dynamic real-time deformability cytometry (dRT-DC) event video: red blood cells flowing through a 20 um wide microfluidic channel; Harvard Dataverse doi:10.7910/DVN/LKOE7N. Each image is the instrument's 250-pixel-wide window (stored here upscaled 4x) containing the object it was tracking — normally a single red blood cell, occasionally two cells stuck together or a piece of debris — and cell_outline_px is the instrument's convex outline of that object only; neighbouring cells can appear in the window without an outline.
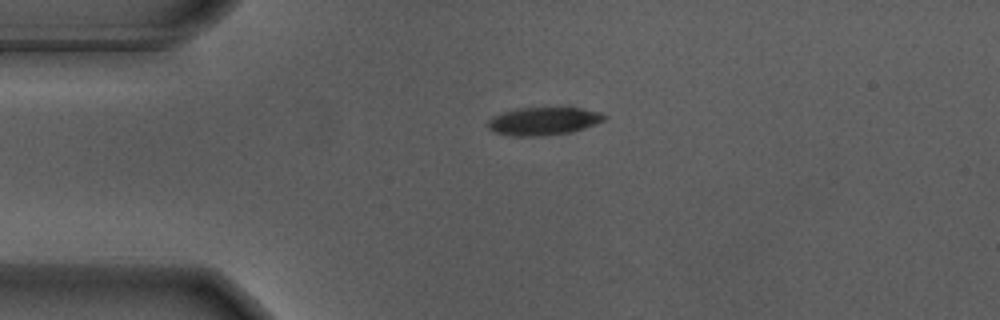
{"species": "Egyptian fruit bat (a non-hibernating species)", "species_latin": "Rousettus aegyptiacus", "temperature_condition": "warm", "stored_images_in_passage": 3, "camera_frame_rate_fps": 3000, "um_per_image_px": 0.085, "animal": {"sex": "male"}, "frame": {"image": 1, "passage_image": 1, "time_ms": 0.0, "image_size_px": [1000, 320], "cell_outline_px": [[608, 116], [604, 120], [596, 124], [572, 132], [544, 136], [512, 136], [496, 132], [488, 128], [488, 120], [492, 116], [516, 108], [580, 108], [600, 112]], "centroid_in_image_um": [46.21, 10.3], "position_along_channel_um": 38.8, "area_um2": 18.96}}